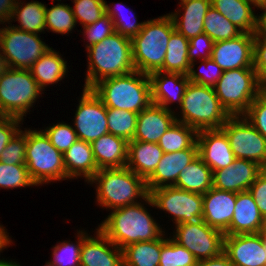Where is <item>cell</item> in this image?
Wrapping results in <instances>:
<instances>
[{
  "label": "cell",
  "mask_w": 266,
  "mask_h": 266,
  "mask_svg": "<svg viewBox=\"0 0 266 266\" xmlns=\"http://www.w3.org/2000/svg\"><path fill=\"white\" fill-rule=\"evenodd\" d=\"M137 117L132 111L107 108L109 133L130 142L136 132Z\"/></svg>",
  "instance_id": "obj_38"
},
{
  "label": "cell",
  "mask_w": 266,
  "mask_h": 266,
  "mask_svg": "<svg viewBox=\"0 0 266 266\" xmlns=\"http://www.w3.org/2000/svg\"><path fill=\"white\" fill-rule=\"evenodd\" d=\"M29 71L40 89L44 91L45 87L57 84L65 78V75L67 76V61L63 59L61 54L59 55V52L50 48L32 65Z\"/></svg>",
  "instance_id": "obj_30"
},
{
  "label": "cell",
  "mask_w": 266,
  "mask_h": 266,
  "mask_svg": "<svg viewBox=\"0 0 266 266\" xmlns=\"http://www.w3.org/2000/svg\"><path fill=\"white\" fill-rule=\"evenodd\" d=\"M88 183L96 184V202L109 210L139 203L149 195L146 181L128 167L99 169Z\"/></svg>",
  "instance_id": "obj_4"
},
{
  "label": "cell",
  "mask_w": 266,
  "mask_h": 266,
  "mask_svg": "<svg viewBox=\"0 0 266 266\" xmlns=\"http://www.w3.org/2000/svg\"><path fill=\"white\" fill-rule=\"evenodd\" d=\"M42 131L49 138L51 144L62 154L78 140V136L72 125L64 122H59L49 127L47 126Z\"/></svg>",
  "instance_id": "obj_44"
},
{
  "label": "cell",
  "mask_w": 266,
  "mask_h": 266,
  "mask_svg": "<svg viewBox=\"0 0 266 266\" xmlns=\"http://www.w3.org/2000/svg\"><path fill=\"white\" fill-rule=\"evenodd\" d=\"M196 266H234V265L230 262L228 256L224 252H222L220 255L216 257L198 261Z\"/></svg>",
  "instance_id": "obj_54"
},
{
  "label": "cell",
  "mask_w": 266,
  "mask_h": 266,
  "mask_svg": "<svg viewBox=\"0 0 266 266\" xmlns=\"http://www.w3.org/2000/svg\"><path fill=\"white\" fill-rule=\"evenodd\" d=\"M8 234L9 233L6 231V228L0 224V253L2 252V250H4V248L6 249L12 243Z\"/></svg>",
  "instance_id": "obj_56"
},
{
  "label": "cell",
  "mask_w": 266,
  "mask_h": 266,
  "mask_svg": "<svg viewBox=\"0 0 266 266\" xmlns=\"http://www.w3.org/2000/svg\"><path fill=\"white\" fill-rule=\"evenodd\" d=\"M107 108L140 113L152 104L151 82L147 74L131 73L104 78L91 87Z\"/></svg>",
  "instance_id": "obj_3"
},
{
  "label": "cell",
  "mask_w": 266,
  "mask_h": 266,
  "mask_svg": "<svg viewBox=\"0 0 266 266\" xmlns=\"http://www.w3.org/2000/svg\"><path fill=\"white\" fill-rule=\"evenodd\" d=\"M74 115V130L79 140L92 143L109 133L107 107L91 88H83Z\"/></svg>",
  "instance_id": "obj_14"
},
{
  "label": "cell",
  "mask_w": 266,
  "mask_h": 266,
  "mask_svg": "<svg viewBox=\"0 0 266 266\" xmlns=\"http://www.w3.org/2000/svg\"><path fill=\"white\" fill-rule=\"evenodd\" d=\"M25 165L36 186L66 180L63 154L51 144L41 129L26 128Z\"/></svg>",
  "instance_id": "obj_7"
},
{
  "label": "cell",
  "mask_w": 266,
  "mask_h": 266,
  "mask_svg": "<svg viewBox=\"0 0 266 266\" xmlns=\"http://www.w3.org/2000/svg\"><path fill=\"white\" fill-rule=\"evenodd\" d=\"M17 0H0V24L9 23Z\"/></svg>",
  "instance_id": "obj_53"
},
{
  "label": "cell",
  "mask_w": 266,
  "mask_h": 266,
  "mask_svg": "<svg viewBox=\"0 0 266 266\" xmlns=\"http://www.w3.org/2000/svg\"><path fill=\"white\" fill-rule=\"evenodd\" d=\"M44 266H55V265H53L49 260L45 263V265Z\"/></svg>",
  "instance_id": "obj_62"
},
{
  "label": "cell",
  "mask_w": 266,
  "mask_h": 266,
  "mask_svg": "<svg viewBox=\"0 0 266 266\" xmlns=\"http://www.w3.org/2000/svg\"><path fill=\"white\" fill-rule=\"evenodd\" d=\"M63 163L66 180L83 177L88 182L99 170L91 143L79 139L63 154Z\"/></svg>",
  "instance_id": "obj_26"
},
{
  "label": "cell",
  "mask_w": 266,
  "mask_h": 266,
  "mask_svg": "<svg viewBox=\"0 0 266 266\" xmlns=\"http://www.w3.org/2000/svg\"><path fill=\"white\" fill-rule=\"evenodd\" d=\"M204 33L217 42L235 38L242 31L211 6L204 17Z\"/></svg>",
  "instance_id": "obj_36"
},
{
  "label": "cell",
  "mask_w": 266,
  "mask_h": 266,
  "mask_svg": "<svg viewBox=\"0 0 266 266\" xmlns=\"http://www.w3.org/2000/svg\"><path fill=\"white\" fill-rule=\"evenodd\" d=\"M200 65L199 68H202V66L204 68L202 70L200 69L201 71H196L194 70L195 62L191 63L188 73L189 81L204 86L214 87L217 81L221 78L223 70L211 58L201 60Z\"/></svg>",
  "instance_id": "obj_45"
},
{
  "label": "cell",
  "mask_w": 266,
  "mask_h": 266,
  "mask_svg": "<svg viewBox=\"0 0 266 266\" xmlns=\"http://www.w3.org/2000/svg\"><path fill=\"white\" fill-rule=\"evenodd\" d=\"M221 129L236 159L250 160L266 169V138L244 115H231Z\"/></svg>",
  "instance_id": "obj_12"
},
{
  "label": "cell",
  "mask_w": 266,
  "mask_h": 266,
  "mask_svg": "<svg viewBox=\"0 0 266 266\" xmlns=\"http://www.w3.org/2000/svg\"><path fill=\"white\" fill-rule=\"evenodd\" d=\"M84 37L86 36V48L93 44L102 42L106 37L115 33L114 24L111 18L105 13L93 24L83 27Z\"/></svg>",
  "instance_id": "obj_47"
},
{
  "label": "cell",
  "mask_w": 266,
  "mask_h": 266,
  "mask_svg": "<svg viewBox=\"0 0 266 266\" xmlns=\"http://www.w3.org/2000/svg\"><path fill=\"white\" fill-rule=\"evenodd\" d=\"M249 3L253 5V7L256 8H262L266 6V0H247Z\"/></svg>",
  "instance_id": "obj_57"
},
{
  "label": "cell",
  "mask_w": 266,
  "mask_h": 266,
  "mask_svg": "<svg viewBox=\"0 0 266 266\" xmlns=\"http://www.w3.org/2000/svg\"><path fill=\"white\" fill-rule=\"evenodd\" d=\"M45 29L58 34H68L75 28V16L70 5L60 2L56 5H51V8L45 6Z\"/></svg>",
  "instance_id": "obj_37"
},
{
  "label": "cell",
  "mask_w": 266,
  "mask_h": 266,
  "mask_svg": "<svg viewBox=\"0 0 266 266\" xmlns=\"http://www.w3.org/2000/svg\"><path fill=\"white\" fill-rule=\"evenodd\" d=\"M172 234L170 238L190 251L198 261L216 257L224 249L225 234L208 226L202 219L175 224Z\"/></svg>",
  "instance_id": "obj_13"
},
{
  "label": "cell",
  "mask_w": 266,
  "mask_h": 266,
  "mask_svg": "<svg viewBox=\"0 0 266 266\" xmlns=\"http://www.w3.org/2000/svg\"><path fill=\"white\" fill-rule=\"evenodd\" d=\"M162 235L159 266H196L198 260L183 246Z\"/></svg>",
  "instance_id": "obj_39"
},
{
  "label": "cell",
  "mask_w": 266,
  "mask_h": 266,
  "mask_svg": "<svg viewBox=\"0 0 266 266\" xmlns=\"http://www.w3.org/2000/svg\"><path fill=\"white\" fill-rule=\"evenodd\" d=\"M263 233V244H264V248L266 249V231H262Z\"/></svg>",
  "instance_id": "obj_61"
},
{
  "label": "cell",
  "mask_w": 266,
  "mask_h": 266,
  "mask_svg": "<svg viewBox=\"0 0 266 266\" xmlns=\"http://www.w3.org/2000/svg\"><path fill=\"white\" fill-rule=\"evenodd\" d=\"M198 156L213 171L228 167L236 159L226 133L221 129L197 132Z\"/></svg>",
  "instance_id": "obj_17"
},
{
  "label": "cell",
  "mask_w": 266,
  "mask_h": 266,
  "mask_svg": "<svg viewBox=\"0 0 266 266\" xmlns=\"http://www.w3.org/2000/svg\"><path fill=\"white\" fill-rule=\"evenodd\" d=\"M179 109L181 114L175 113L176 121L194 128L197 132L205 129H219L231 116L221 105L214 87L190 81Z\"/></svg>",
  "instance_id": "obj_6"
},
{
  "label": "cell",
  "mask_w": 266,
  "mask_h": 266,
  "mask_svg": "<svg viewBox=\"0 0 266 266\" xmlns=\"http://www.w3.org/2000/svg\"><path fill=\"white\" fill-rule=\"evenodd\" d=\"M189 39L176 30L171 34L162 71L188 75L191 63L188 58Z\"/></svg>",
  "instance_id": "obj_33"
},
{
  "label": "cell",
  "mask_w": 266,
  "mask_h": 266,
  "mask_svg": "<svg viewBox=\"0 0 266 266\" xmlns=\"http://www.w3.org/2000/svg\"><path fill=\"white\" fill-rule=\"evenodd\" d=\"M91 145L98 169L126 167L128 141L125 139L108 133Z\"/></svg>",
  "instance_id": "obj_28"
},
{
  "label": "cell",
  "mask_w": 266,
  "mask_h": 266,
  "mask_svg": "<svg viewBox=\"0 0 266 266\" xmlns=\"http://www.w3.org/2000/svg\"><path fill=\"white\" fill-rule=\"evenodd\" d=\"M89 234L86 231H77V241L72 243L70 241L57 242V245L52 247V258L49 260L55 266H80V252L82 241Z\"/></svg>",
  "instance_id": "obj_41"
},
{
  "label": "cell",
  "mask_w": 266,
  "mask_h": 266,
  "mask_svg": "<svg viewBox=\"0 0 266 266\" xmlns=\"http://www.w3.org/2000/svg\"><path fill=\"white\" fill-rule=\"evenodd\" d=\"M223 252L234 266H266L262 232L225 235Z\"/></svg>",
  "instance_id": "obj_16"
},
{
  "label": "cell",
  "mask_w": 266,
  "mask_h": 266,
  "mask_svg": "<svg viewBox=\"0 0 266 266\" xmlns=\"http://www.w3.org/2000/svg\"><path fill=\"white\" fill-rule=\"evenodd\" d=\"M26 129H22L6 145L0 155V161L7 165H25Z\"/></svg>",
  "instance_id": "obj_46"
},
{
  "label": "cell",
  "mask_w": 266,
  "mask_h": 266,
  "mask_svg": "<svg viewBox=\"0 0 266 266\" xmlns=\"http://www.w3.org/2000/svg\"><path fill=\"white\" fill-rule=\"evenodd\" d=\"M255 33L242 32L235 38L214 42L211 59L223 70L253 68Z\"/></svg>",
  "instance_id": "obj_15"
},
{
  "label": "cell",
  "mask_w": 266,
  "mask_h": 266,
  "mask_svg": "<svg viewBox=\"0 0 266 266\" xmlns=\"http://www.w3.org/2000/svg\"><path fill=\"white\" fill-rule=\"evenodd\" d=\"M0 266H21V265L19 262L17 263V261L15 262V261H12L11 259L10 260H7V259L4 260V258H3L0 260Z\"/></svg>",
  "instance_id": "obj_59"
},
{
  "label": "cell",
  "mask_w": 266,
  "mask_h": 266,
  "mask_svg": "<svg viewBox=\"0 0 266 266\" xmlns=\"http://www.w3.org/2000/svg\"><path fill=\"white\" fill-rule=\"evenodd\" d=\"M198 156V146L195 142L189 149L164 153L153 174L146 180V187L152 190L174 186L180 172Z\"/></svg>",
  "instance_id": "obj_19"
},
{
  "label": "cell",
  "mask_w": 266,
  "mask_h": 266,
  "mask_svg": "<svg viewBox=\"0 0 266 266\" xmlns=\"http://www.w3.org/2000/svg\"><path fill=\"white\" fill-rule=\"evenodd\" d=\"M39 34L18 30L13 26L0 28V47L8 68L29 70L50 48Z\"/></svg>",
  "instance_id": "obj_10"
},
{
  "label": "cell",
  "mask_w": 266,
  "mask_h": 266,
  "mask_svg": "<svg viewBox=\"0 0 266 266\" xmlns=\"http://www.w3.org/2000/svg\"><path fill=\"white\" fill-rule=\"evenodd\" d=\"M81 245L80 266H123L122 249L113 244L98 228Z\"/></svg>",
  "instance_id": "obj_21"
},
{
  "label": "cell",
  "mask_w": 266,
  "mask_h": 266,
  "mask_svg": "<svg viewBox=\"0 0 266 266\" xmlns=\"http://www.w3.org/2000/svg\"><path fill=\"white\" fill-rule=\"evenodd\" d=\"M151 82L152 104L171 110L169 105L182 104L186 87L189 83L188 75L156 71L149 75Z\"/></svg>",
  "instance_id": "obj_22"
},
{
  "label": "cell",
  "mask_w": 266,
  "mask_h": 266,
  "mask_svg": "<svg viewBox=\"0 0 266 266\" xmlns=\"http://www.w3.org/2000/svg\"><path fill=\"white\" fill-rule=\"evenodd\" d=\"M262 170L256 162L235 159L228 167L213 171V187L234 193L248 191Z\"/></svg>",
  "instance_id": "obj_20"
},
{
  "label": "cell",
  "mask_w": 266,
  "mask_h": 266,
  "mask_svg": "<svg viewBox=\"0 0 266 266\" xmlns=\"http://www.w3.org/2000/svg\"><path fill=\"white\" fill-rule=\"evenodd\" d=\"M181 2L180 3H183V2H186V1H189V0H180Z\"/></svg>",
  "instance_id": "obj_64"
},
{
  "label": "cell",
  "mask_w": 266,
  "mask_h": 266,
  "mask_svg": "<svg viewBox=\"0 0 266 266\" xmlns=\"http://www.w3.org/2000/svg\"><path fill=\"white\" fill-rule=\"evenodd\" d=\"M249 193L252 195L262 216L266 217V169H263L255 179V182L249 187Z\"/></svg>",
  "instance_id": "obj_52"
},
{
  "label": "cell",
  "mask_w": 266,
  "mask_h": 266,
  "mask_svg": "<svg viewBox=\"0 0 266 266\" xmlns=\"http://www.w3.org/2000/svg\"><path fill=\"white\" fill-rule=\"evenodd\" d=\"M72 11L82 27L93 24L105 14V0H73Z\"/></svg>",
  "instance_id": "obj_43"
},
{
  "label": "cell",
  "mask_w": 266,
  "mask_h": 266,
  "mask_svg": "<svg viewBox=\"0 0 266 266\" xmlns=\"http://www.w3.org/2000/svg\"><path fill=\"white\" fill-rule=\"evenodd\" d=\"M214 90L230 115H243L261 93V83L254 68H237L223 71Z\"/></svg>",
  "instance_id": "obj_9"
},
{
  "label": "cell",
  "mask_w": 266,
  "mask_h": 266,
  "mask_svg": "<svg viewBox=\"0 0 266 266\" xmlns=\"http://www.w3.org/2000/svg\"><path fill=\"white\" fill-rule=\"evenodd\" d=\"M163 154L158 143L131 140L128 142L126 167L146 181L153 174Z\"/></svg>",
  "instance_id": "obj_27"
},
{
  "label": "cell",
  "mask_w": 266,
  "mask_h": 266,
  "mask_svg": "<svg viewBox=\"0 0 266 266\" xmlns=\"http://www.w3.org/2000/svg\"><path fill=\"white\" fill-rule=\"evenodd\" d=\"M235 204L236 193L212 187L203 194L202 220L208 226L229 235Z\"/></svg>",
  "instance_id": "obj_18"
},
{
  "label": "cell",
  "mask_w": 266,
  "mask_h": 266,
  "mask_svg": "<svg viewBox=\"0 0 266 266\" xmlns=\"http://www.w3.org/2000/svg\"><path fill=\"white\" fill-rule=\"evenodd\" d=\"M211 6L245 33H256L258 14L247 0H211Z\"/></svg>",
  "instance_id": "obj_29"
},
{
  "label": "cell",
  "mask_w": 266,
  "mask_h": 266,
  "mask_svg": "<svg viewBox=\"0 0 266 266\" xmlns=\"http://www.w3.org/2000/svg\"><path fill=\"white\" fill-rule=\"evenodd\" d=\"M263 231H266V217L264 218V229Z\"/></svg>",
  "instance_id": "obj_63"
},
{
  "label": "cell",
  "mask_w": 266,
  "mask_h": 266,
  "mask_svg": "<svg viewBox=\"0 0 266 266\" xmlns=\"http://www.w3.org/2000/svg\"><path fill=\"white\" fill-rule=\"evenodd\" d=\"M176 121L175 112L151 104L138 113L136 132L133 140L158 143L160 137Z\"/></svg>",
  "instance_id": "obj_23"
},
{
  "label": "cell",
  "mask_w": 266,
  "mask_h": 266,
  "mask_svg": "<svg viewBox=\"0 0 266 266\" xmlns=\"http://www.w3.org/2000/svg\"><path fill=\"white\" fill-rule=\"evenodd\" d=\"M162 236L157 240L130 244L122 249L123 266H159Z\"/></svg>",
  "instance_id": "obj_34"
},
{
  "label": "cell",
  "mask_w": 266,
  "mask_h": 266,
  "mask_svg": "<svg viewBox=\"0 0 266 266\" xmlns=\"http://www.w3.org/2000/svg\"><path fill=\"white\" fill-rule=\"evenodd\" d=\"M141 202L113 209L98 229L117 247L159 239L165 231Z\"/></svg>",
  "instance_id": "obj_1"
},
{
  "label": "cell",
  "mask_w": 266,
  "mask_h": 266,
  "mask_svg": "<svg viewBox=\"0 0 266 266\" xmlns=\"http://www.w3.org/2000/svg\"><path fill=\"white\" fill-rule=\"evenodd\" d=\"M7 65L4 59V54L2 52V49L0 47V74L7 69Z\"/></svg>",
  "instance_id": "obj_58"
},
{
  "label": "cell",
  "mask_w": 266,
  "mask_h": 266,
  "mask_svg": "<svg viewBox=\"0 0 266 266\" xmlns=\"http://www.w3.org/2000/svg\"><path fill=\"white\" fill-rule=\"evenodd\" d=\"M264 229V217L249 191L236 193L234 214L229 235L260 233Z\"/></svg>",
  "instance_id": "obj_24"
},
{
  "label": "cell",
  "mask_w": 266,
  "mask_h": 266,
  "mask_svg": "<svg viewBox=\"0 0 266 266\" xmlns=\"http://www.w3.org/2000/svg\"><path fill=\"white\" fill-rule=\"evenodd\" d=\"M243 115L266 138V96L262 92L253 100Z\"/></svg>",
  "instance_id": "obj_48"
},
{
  "label": "cell",
  "mask_w": 266,
  "mask_h": 266,
  "mask_svg": "<svg viewBox=\"0 0 266 266\" xmlns=\"http://www.w3.org/2000/svg\"><path fill=\"white\" fill-rule=\"evenodd\" d=\"M253 68L262 83L266 79V38L257 33L254 38Z\"/></svg>",
  "instance_id": "obj_50"
},
{
  "label": "cell",
  "mask_w": 266,
  "mask_h": 266,
  "mask_svg": "<svg viewBox=\"0 0 266 266\" xmlns=\"http://www.w3.org/2000/svg\"><path fill=\"white\" fill-rule=\"evenodd\" d=\"M179 10L169 13L175 30L191 39L204 33V17L211 7V0H189L179 3ZM181 10L184 11L181 15Z\"/></svg>",
  "instance_id": "obj_25"
},
{
  "label": "cell",
  "mask_w": 266,
  "mask_h": 266,
  "mask_svg": "<svg viewBox=\"0 0 266 266\" xmlns=\"http://www.w3.org/2000/svg\"><path fill=\"white\" fill-rule=\"evenodd\" d=\"M86 50L88 67L83 88H91L104 78L125 75L135 70L132 41L119 33H113Z\"/></svg>",
  "instance_id": "obj_2"
},
{
  "label": "cell",
  "mask_w": 266,
  "mask_h": 266,
  "mask_svg": "<svg viewBox=\"0 0 266 266\" xmlns=\"http://www.w3.org/2000/svg\"><path fill=\"white\" fill-rule=\"evenodd\" d=\"M42 92L29 70L7 68L0 74V116L23 120Z\"/></svg>",
  "instance_id": "obj_8"
},
{
  "label": "cell",
  "mask_w": 266,
  "mask_h": 266,
  "mask_svg": "<svg viewBox=\"0 0 266 266\" xmlns=\"http://www.w3.org/2000/svg\"><path fill=\"white\" fill-rule=\"evenodd\" d=\"M214 41L205 33L189 39V62H197L195 59L206 60L211 58Z\"/></svg>",
  "instance_id": "obj_49"
},
{
  "label": "cell",
  "mask_w": 266,
  "mask_h": 266,
  "mask_svg": "<svg viewBox=\"0 0 266 266\" xmlns=\"http://www.w3.org/2000/svg\"><path fill=\"white\" fill-rule=\"evenodd\" d=\"M175 31L169 14L145 21L132 41V59L135 70L150 75L162 71L168 41Z\"/></svg>",
  "instance_id": "obj_5"
},
{
  "label": "cell",
  "mask_w": 266,
  "mask_h": 266,
  "mask_svg": "<svg viewBox=\"0 0 266 266\" xmlns=\"http://www.w3.org/2000/svg\"><path fill=\"white\" fill-rule=\"evenodd\" d=\"M124 8L127 9L122 3H116L112 6L108 5L107 2L105 1V13L113 21L115 32L121 34L122 36L132 39L143 28L145 21L138 23L137 17L134 14H133L134 16L132 15L131 18L127 19V15H125L126 13L123 11L130 12L132 10L130 8L125 10ZM131 19L133 20V22Z\"/></svg>",
  "instance_id": "obj_40"
},
{
  "label": "cell",
  "mask_w": 266,
  "mask_h": 266,
  "mask_svg": "<svg viewBox=\"0 0 266 266\" xmlns=\"http://www.w3.org/2000/svg\"><path fill=\"white\" fill-rule=\"evenodd\" d=\"M263 10L260 15H258V27H257V34L259 36L266 38V6L260 8Z\"/></svg>",
  "instance_id": "obj_55"
},
{
  "label": "cell",
  "mask_w": 266,
  "mask_h": 266,
  "mask_svg": "<svg viewBox=\"0 0 266 266\" xmlns=\"http://www.w3.org/2000/svg\"><path fill=\"white\" fill-rule=\"evenodd\" d=\"M36 186L26 165H7L0 161V188L14 189Z\"/></svg>",
  "instance_id": "obj_42"
},
{
  "label": "cell",
  "mask_w": 266,
  "mask_h": 266,
  "mask_svg": "<svg viewBox=\"0 0 266 266\" xmlns=\"http://www.w3.org/2000/svg\"><path fill=\"white\" fill-rule=\"evenodd\" d=\"M174 187L203 195L213 187V172L197 156L180 172Z\"/></svg>",
  "instance_id": "obj_31"
},
{
  "label": "cell",
  "mask_w": 266,
  "mask_h": 266,
  "mask_svg": "<svg viewBox=\"0 0 266 266\" xmlns=\"http://www.w3.org/2000/svg\"><path fill=\"white\" fill-rule=\"evenodd\" d=\"M145 205L166 211L172 215L174 224L196 222L202 219L203 195L174 186L152 190L144 199Z\"/></svg>",
  "instance_id": "obj_11"
},
{
  "label": "cell",
  "mask_w": 266,
  "mask_h": 266,
  "mask_svg": "<svg viewBox=\"0 0 266 266\" xmlns=\"http://www.w3.org/2000/svg\"><path fill=\"white\" fill-rule=\"evenodd\" d=\"M197 141V131L178 121L160 137L158 145L164 153L189 149Z\"/></svg>",
  "instance_id": "obj_35"
},
{
  "label": "cell",
  "mask_w": 266,
  "mask_h": 266,
  "mask_svg": "<svg viewBox=\"0 0 266 266\" xmlns=\"http://www.w3.org/2000/svg\"><path fill=\"white\" fill-rule=\"evenodd\" d=\"M22 119L17 117L0 116V155L6 145L21 130Z\"/></svg>",
  "instance_id": "obj_51"
},
{
  "label": "cell",
  "mask_w": 266,
  "mask_h": 266,
  "mask_svg": "<svg viewBox=\"0 0 266 266\" xmlns=\"http://www.w3.org/2000/svg\"><path fill=\"white\" fill-rule=\"evenodd\" d=\"M39 1L22 2L17 0L16 6L13 9L11 19L8 24L18 30L29 33L40 34L45 31V7ZM19 25H12L10 22L15 20Z\"/></svg>",
  "instance_id": "obj_32"
},
{
  "label": "cell",
  "mask_w": 266,
  "mask_h": 266,
  "mask_svg": "<svg viewBox=\"0 0 266 266\" xmlns=\"http://www.w3.org/2000/svg\"><path fill=\"white\" fill-rule=\"evenodd\" d=\"M261 92L266 96V79L261 83Z\"/></svg>",
  "instance_id": "obj_60"
}]
</instances>
